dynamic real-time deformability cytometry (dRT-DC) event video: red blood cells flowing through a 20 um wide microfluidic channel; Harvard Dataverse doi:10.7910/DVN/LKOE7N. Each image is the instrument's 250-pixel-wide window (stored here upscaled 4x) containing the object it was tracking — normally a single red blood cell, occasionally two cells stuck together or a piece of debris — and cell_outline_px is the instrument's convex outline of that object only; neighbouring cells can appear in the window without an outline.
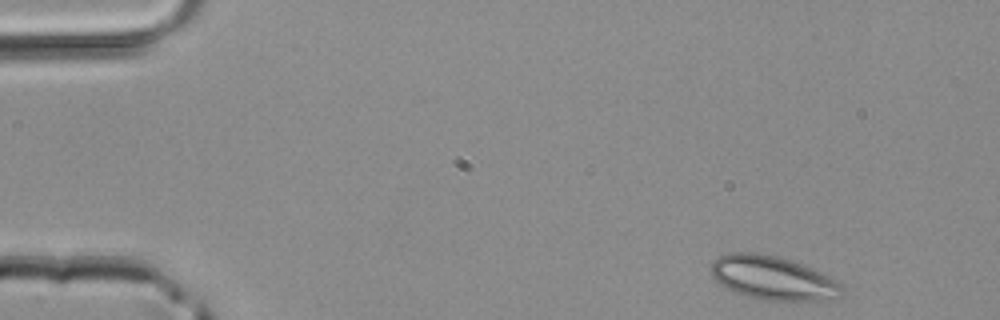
{"species": "common noctule bat (a hibernating species)", "species_latin": "Nyctalus noctula", "temperature_condition": "room temperature", "stored_images_in_passage": 3, "camera_frame_rate_fps": 3000, "um_per_image_px": 0.085, "animal": {"sex": "male", "body_mass_g": 20.4}, "frame": {"image": 1, "passage_image": 1, "time_ms": 0.0, "image_size_px": [1000, 320], "cell_outline_px": [[844, 292], [836, 300], [760, 300], [724, 288], [712, 276], [712, 264], [720, 256], [732, 252], [760, 252], [792, 260], [832, 276], [844, 288]], "centroid_in_image_um": [65.75, 23.63], "position_along_channel_um": 19.2, "area_um2": 33.64}}